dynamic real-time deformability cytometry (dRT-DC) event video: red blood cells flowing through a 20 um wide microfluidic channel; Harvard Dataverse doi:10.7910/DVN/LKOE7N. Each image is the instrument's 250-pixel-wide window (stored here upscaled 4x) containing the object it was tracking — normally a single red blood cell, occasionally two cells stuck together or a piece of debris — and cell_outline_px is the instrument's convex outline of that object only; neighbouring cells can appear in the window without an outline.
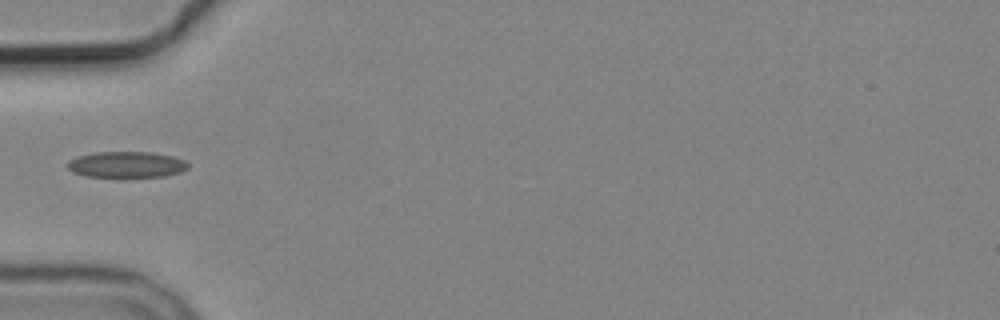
{"species": "common noctule bat (a hibernating species)", "species_latin": "Nyctalus noctula", "temperature_condition": "cold", "stored_images_in_passage": 1, "camera_frame_rate_fps": 3000, "um_per_image_px": 0.085, "animal": {"sex": "male", "body_mass_g": 19.2, "forearm_length_mm": 51.8}, "frame": {"image": 1, "passage_image": 1, "time_ms": 0.0, "image_size_px": [1000, 320], "cell_outline_px": [[188, 168], [180, 172], [164, 176], [124, 180], [120, 180], [88, 176], [72, 172], [68, 168], [68, 160], [76, 156], [92, 152], [152, 152], [172, 156], [184, 160], [188, 164]], "centroid_in_image_um": [10.72, 14.03], "position_along_channel_um": 74.3, "area_um2": 19.31}}